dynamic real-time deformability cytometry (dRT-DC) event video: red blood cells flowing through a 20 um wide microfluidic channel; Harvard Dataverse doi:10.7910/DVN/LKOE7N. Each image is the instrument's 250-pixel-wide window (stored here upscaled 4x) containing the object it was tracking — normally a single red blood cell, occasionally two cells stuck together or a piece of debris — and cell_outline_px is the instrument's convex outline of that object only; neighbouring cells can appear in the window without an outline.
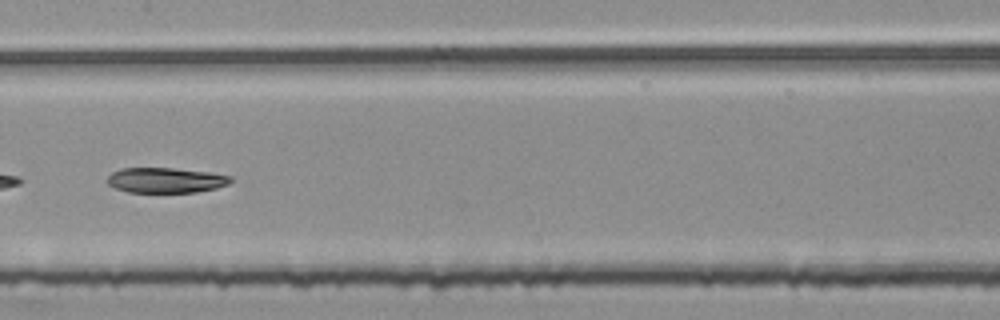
{"species": "common noctule bat (a hibernating species)", "species_latin": "Nyctalus noctula", "temperature_condition": "room temperature", "stored_images_in_passage": 54, "segment_of_instrument_passage": [2, 2], "camera_frame_rate_fps": 3000, "um_per_image_px": 0.085, "animal": {"sex": "female", "body_mass_g": 25.1}, "frame": {"image": 1, "passage_image": 27, "time_ms": 8.667, "image_size_px": [1000, 320], "cell_outline_px": [[232, 180], [228, 184], [216, 188], [196, 192], [128, 192], [116, 188], [108, 184], [108, 176], [112, 172], [120, 168], [172, 168], [208, 172], [232, 176]], "centroid_in_image_um": [14.09, 15.31], "position_along_channel_um": 193.3, "area_um2": 18.03}}
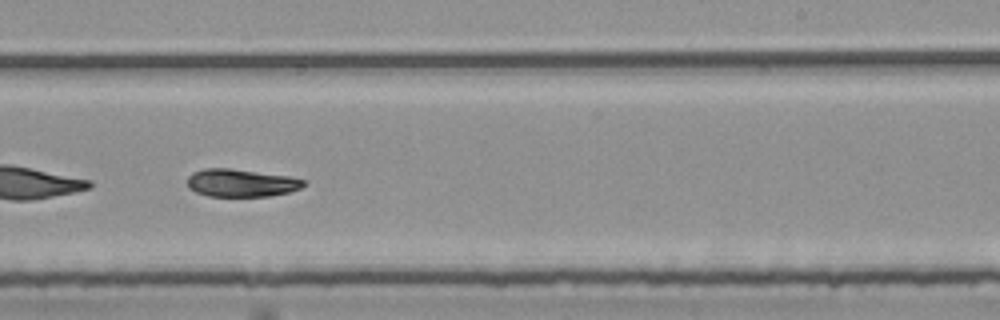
{"frame": {"image": 2, "passage_image": 33, "time_ms": 10.667, "image_size_px": [1000, 320], "cell_outline_px": [[304, 184], [300, 188], [288, 192], [268, 196], [208, 196], [196, 192], [188, 188], [188, 176], [192, 172], [204, 168], [228, 168], [288, 176], [304, 180]], "centroid_in_image_um": [20.44, 15.54], "position_along_channel_um": 268.6, "area_um2": 18.61}}
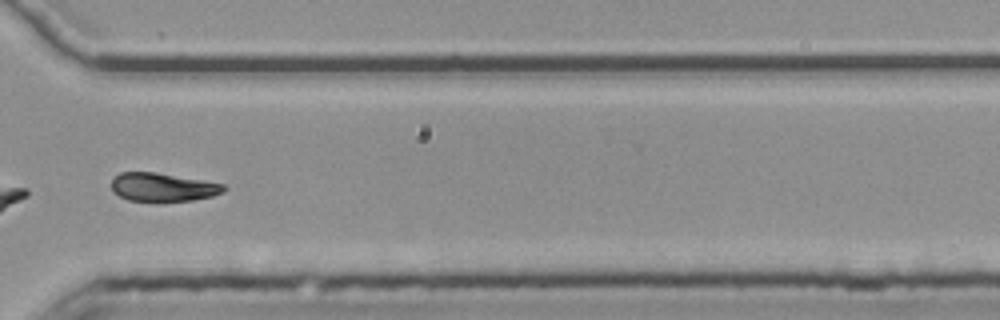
{"frame": {"image": 3, "passage_image": 40, "time_ms": 13.0, "image_size_px": [1000, 320], "cell_outline_px": [[228, 188], [224, 192], [212, 196], [192, 200], [128, 200], [112, 192], [112, 180], [120, 172], [156, 172], [224, 184]], "centroid_in_image_um": [13.85, 15.89], "position_along_channel_um": 356.8, "area_um2": 18.32}}